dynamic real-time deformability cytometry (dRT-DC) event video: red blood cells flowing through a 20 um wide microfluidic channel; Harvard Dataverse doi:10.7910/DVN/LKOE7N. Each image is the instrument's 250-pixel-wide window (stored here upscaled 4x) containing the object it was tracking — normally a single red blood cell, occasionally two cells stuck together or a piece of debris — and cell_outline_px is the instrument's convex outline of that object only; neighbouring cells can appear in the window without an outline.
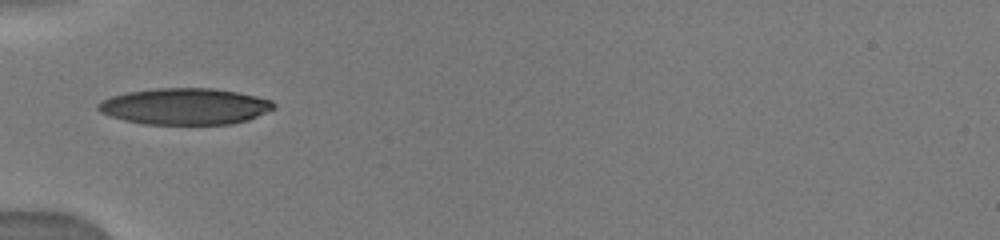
{"species": "human", "species_latin": "Homo sapiens", "temperature_condition": "warm", "stored_images_in_passage": 15, "camera_frame_rate_fps": 3000, "um_per_image_px": 0.085, "donor": {"sex": "male"}, "frame": {"image": 1, "passage_image": 1, "time_ms": 0.0, "image_size_px": [1000, 240], "cell_outline_px": [[276, 108], [248, 120], [232, 124], [144, 124], [124, 120], [108, 116], [100, 112], [96, 108], [96, 104], [100, 100], [112, 96], [128, 92], [156, 88], [216, 88], [256, 96], [272, 100], [276, 104]], "centroid_in_image_um": [15.71, 9.04], "position_along_channel_um": 69.3, "area_um2": 37.51}}
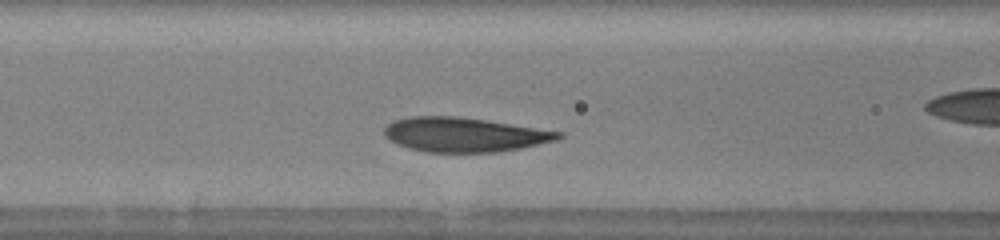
{"frame": {"image": 2, "passage_image": 3, "time_ms": 0.333, "image_size_px": [1000, 240], "cell_outline_px": [[564, 136], [556, 140], [520, 148], [496, 152], [428, 152], [408, 148], [384, 136], [384, 128], [392, 120], [408, 116], [456, 116], [484, 120], [564, 132]], "centroid_in_image_um": [39.45, 11.44], "position_along_channel_um": 127.2, "area_um2": 34.68}}